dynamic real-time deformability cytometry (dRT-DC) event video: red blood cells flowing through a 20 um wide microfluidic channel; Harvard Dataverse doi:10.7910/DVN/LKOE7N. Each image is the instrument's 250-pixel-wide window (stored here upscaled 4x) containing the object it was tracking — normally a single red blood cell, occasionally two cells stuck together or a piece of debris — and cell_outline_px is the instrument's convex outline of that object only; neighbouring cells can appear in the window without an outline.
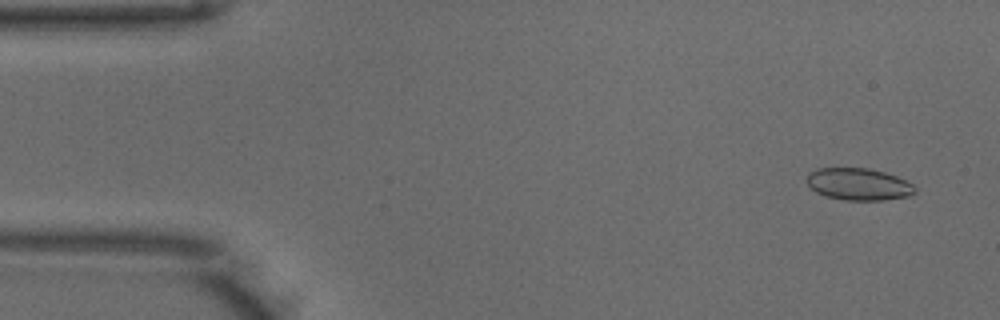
{"species": "common noctule bat (a hibernating species)", "species_latin": "Nyctalus noctula", "temperature_condition": "warm", "stored_images_in_passage": 39, "camera_frame_rate_fps": 3000, "um_per_image_px": 0.085, "animal": {"sex": "male", "body_mass_g": 18.8}, "frame": {"image": 1, "passage_image": 3, "time_ms": 0.667, "image_size_px": [1000, 320], "cell_outline_px": [[916, 192], [908, 196], [884, 200], [844, 200], [828, 196], [816, 192], [808, 184], [808, 172], [816, 168], [868, 168], [884, 172], [896, 176], [912, 184], [916, 188]], "centroid_in_image_um": [72.98, 15.65], "position_along_channel_um": 12.0, "area_um2": 20.06}}
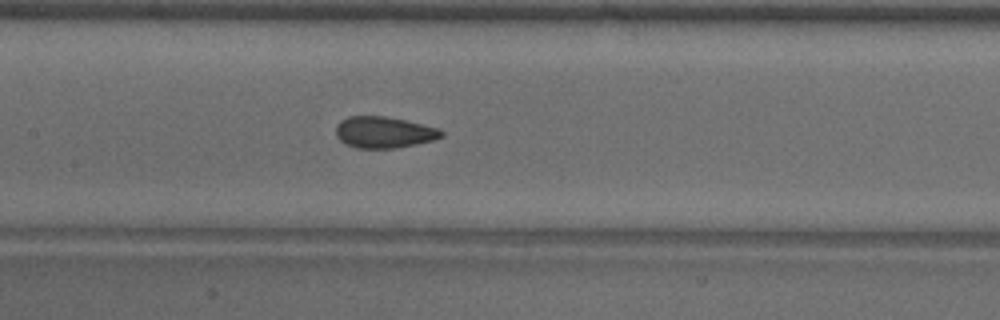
{"frame": {"image": 2, "passage_image": 23, "time_ms": 7.333, "image_size_px": [1000, 320], "cell_outline_px": [[444, 136], [432, 140], [416, 144], [396, 148], [356, 148], [344, 144], [336, 136], [336, 124], [340, 120], [348, 116], [384, 116], [404, 120], [440, 128], [444, 132]], "centroid_in_image_um": [32.61, 11.24], "position_along_channel_um": 174.8, "area_um2": 19.42}}
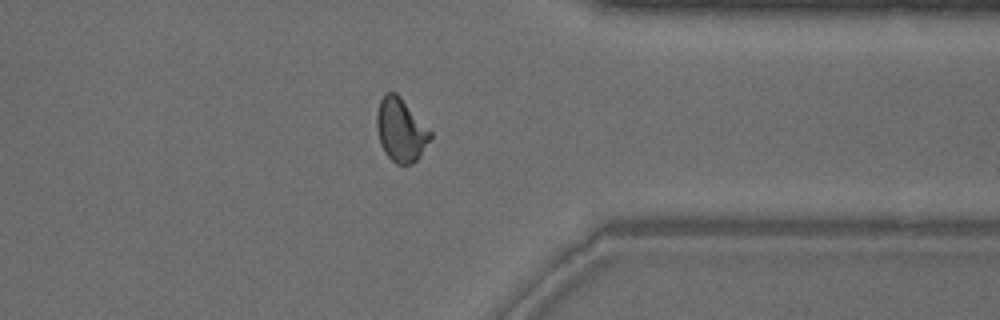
{"frame": {"image": 3, "passage_image": 39, "time_ms": 12.667, "image_size_px": [1000, 320], "cell_outline_px": [[432, 136], [420, 156], [412, 164], [396, 164], [384, 152], [380, 144], [376, 128], [376, 116], [380, 100], [384, 92], [396, 92], [400, 96], [432, 132]], "centroid_in_image_um": [34.05, 11.04], "position_along_channel_um": 377.3, "area_um2": 19.83}, "authors_computed_cell_mechanics": {"area_um2": 19.8254, "velocity_mm_per_s": 3.9639, "shape_relaxation_time_tau1_ms": 7.6381, "shape_relaxation_time_tau2_ms": 1.0225, "deformation_change_tau1": 0.1525, "deformation_change_tau2": 0.0462}}